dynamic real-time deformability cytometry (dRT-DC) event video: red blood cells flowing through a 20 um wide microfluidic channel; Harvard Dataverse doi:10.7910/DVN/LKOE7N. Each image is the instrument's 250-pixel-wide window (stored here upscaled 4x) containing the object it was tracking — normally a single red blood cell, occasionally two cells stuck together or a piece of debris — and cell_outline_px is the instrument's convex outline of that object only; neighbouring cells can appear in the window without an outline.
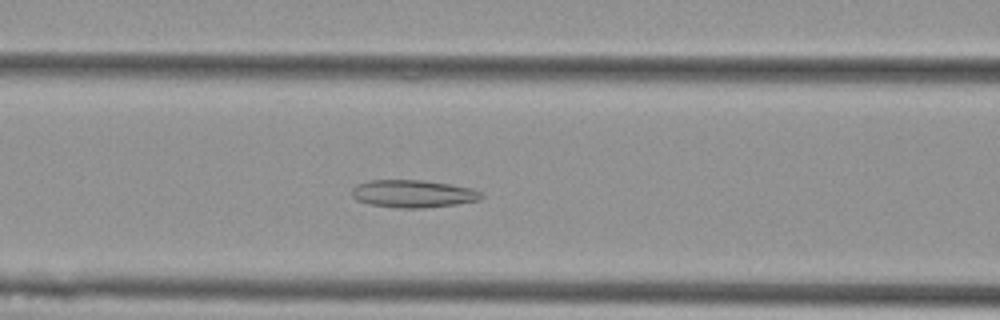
{"species": "Egyptian fruit bat (a non-hibernating species)", "species_latin": "Rousettus aegyptiacus", "temperature_condition": "cold", "stored_images_in_passage": 52, "camera_frame_rate_fps": 3000, "um_per_image_px": 0.085, "animal": {"sex": "female"}, "frame": {"image": 1, "passage_image": 21, "time_ms": 6.667, "image_size_px": [1000, 320], "cell_outline_px": [[484, 196], [480, 200], [456, 204], [420, 208], [400, 208], [368, 204], [356, 200], [352, 196], [352, 188], [356, 184], [368, 180], [420, 180], [448, 184], [472, 188], [480, 192]], "centroid_in_image_um": [35.08, 16.47], "position_along_channel_um": 131.5, "area_um2": 20.81}}
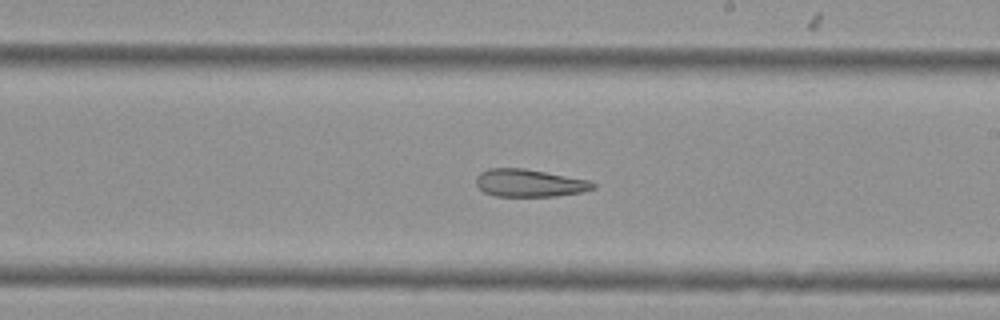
{"frame": {"image": 2, "passage_image": 30, "time_ms": 9.667, "image_size_px": [1000, 320], "cell_outline_px": [[596, 188], [580, 192], [556, 196], [496, 196], [484, 192], [476, 184], [476, 176], [480, 172], [488, 168], [524, 168], [588, 180], [596, 184]], "centroid_in_image_um": [44.97, 15.55], "position_along_channel_um": 244.0, "area_um2": 18.73}}
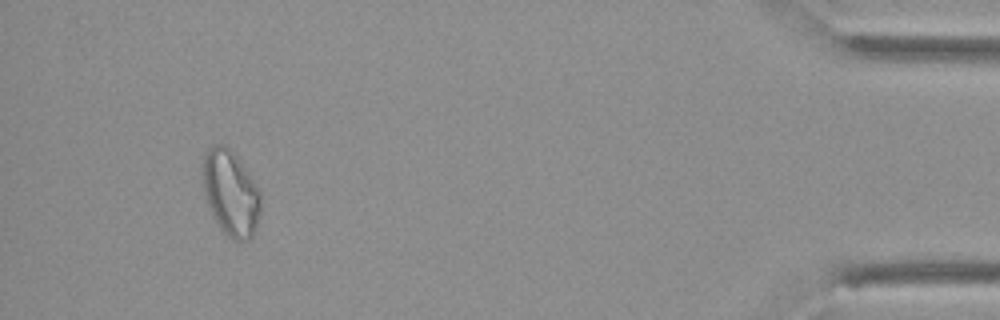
{"frame": {"image": 3, "passage_image": 49, "time_ms": 16.0, "image_size_px": [1000, 320], "cell_outline_px": [[260, 216], [256, 228], [252, 236], [248, 240], [240, 244], [232, 240], [220, 228], [208, 204], [204, 192], [200, 176], [200, 164], [208, 148], [212, 144], [224, 144], [236, 156], [260, 188]], "centroid_in_image_um": [19.59, 16.41], "position_along_channel_um": 415.6, "area_um2": 29.48}, "authors_computed_cell_mechanics": {"area_um2": 24.7673, "velocity_mm_per_s": 3.7703, "shape_relaxation_time_tau1_ms": null, "shape_relaxation_time_tau2_ms": 3.8882, "deformation_change_tau1": null, "deformation_change_tau2": 0.1342}}